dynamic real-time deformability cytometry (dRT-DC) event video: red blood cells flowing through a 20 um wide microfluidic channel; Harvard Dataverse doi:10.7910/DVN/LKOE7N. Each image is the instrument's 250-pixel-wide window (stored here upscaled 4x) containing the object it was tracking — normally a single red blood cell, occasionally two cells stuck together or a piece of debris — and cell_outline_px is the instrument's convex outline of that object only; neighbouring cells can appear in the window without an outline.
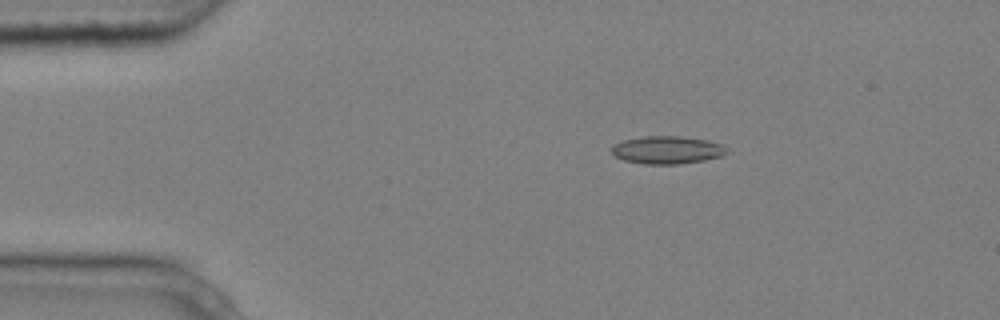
{"species": "common noctule bat (a hibernating species)", "species_latin": "Nyctalus noctula", "temperature_condition": "cold", "stored_images_in_passage": 9, "camera_frame_rate_fps": 3000, "um_per_image_px": 0.085, "animal": {"sex": "male", "body_mass_g": 20.4}, "frame": {"image": 1, "passage_image": 3, "time_ms": 0.667, "image_size_px": [1000, 320], "cell_outline_px": [[728, 152], [720, 156], [704, 160], [680, 164], [644, 164], [624, 160], [616, 156], [612, 152], [612, 144], [624, 140], [644, 136], [680, 136], [708, 140], [724, 144]], "centroid_in_image_um": [56.72, 12.74], "position_along_channel_um": 28.3, "area_um2": 18.67}}
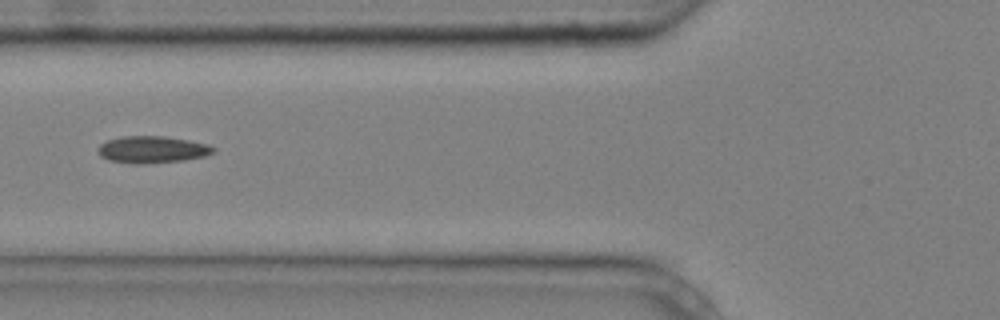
{"frame": {"image": 2, "passage_image": 6, "time_ms": 1.667, "image_size_px": [1000, 320], "cell_outline_px": [[216, 152], [204, 156], [184, 160], [136, 164], [132, 164], [108, 160], [100, 156], [96, 148], [100, 144], [108, 140], [120, 136], [164, 136], [188, 140], [208, 144], [216, 148]], "centroid_in_image_um": [12.92, 12.71], "position_along_channel_um": 112.9, "area_um2": 18.21}}